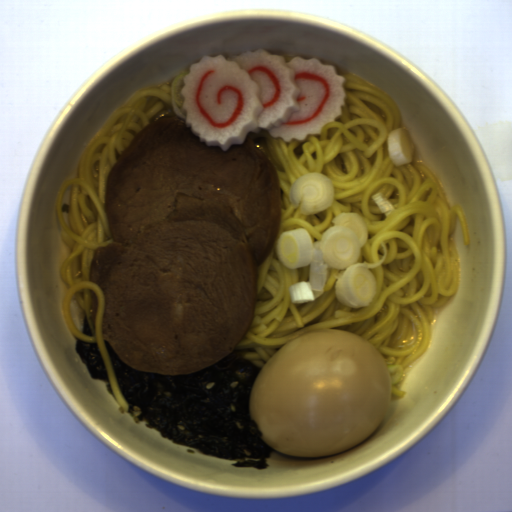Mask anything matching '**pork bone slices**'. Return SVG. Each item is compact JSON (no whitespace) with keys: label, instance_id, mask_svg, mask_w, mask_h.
Returning a JSON list of instances; mask_svg holds the SVG:
<instances>
[{"label":"pork bone slices","instance_id":"pork-bone-slices-1","mask_svg":"<svg viewBox=\"0 0 512 512\" xmlns=\"http://www.w3.org/2000/svg\"><path fill=\"white\" fill-rule=\"evenodd\" d=\"M113 242L94 251L102 338L132 369L196 373L232 354L254 317L257 267L282 221L277 168L246 135L206 146L186 119L143 128L111 169Z\"/></svg>","mask_w":512,"mask_h":512},{"label":"pork bone slices","instance_id":"pork-bone-slices-2","mask_svg":"<svg viewBox=\"0 0 512 512\" xmlns=\"http://www.w3.org/2000/svg\"><path fill=\"white\" fill-rule=\"evenodd\" d=\"M89 296H90V302H91V313H92L93 326L96 330L97 298H96L94 291H92L90 289H89Z\"/></svg>","mask_w":512,"mask_h":512}]
</instances>
